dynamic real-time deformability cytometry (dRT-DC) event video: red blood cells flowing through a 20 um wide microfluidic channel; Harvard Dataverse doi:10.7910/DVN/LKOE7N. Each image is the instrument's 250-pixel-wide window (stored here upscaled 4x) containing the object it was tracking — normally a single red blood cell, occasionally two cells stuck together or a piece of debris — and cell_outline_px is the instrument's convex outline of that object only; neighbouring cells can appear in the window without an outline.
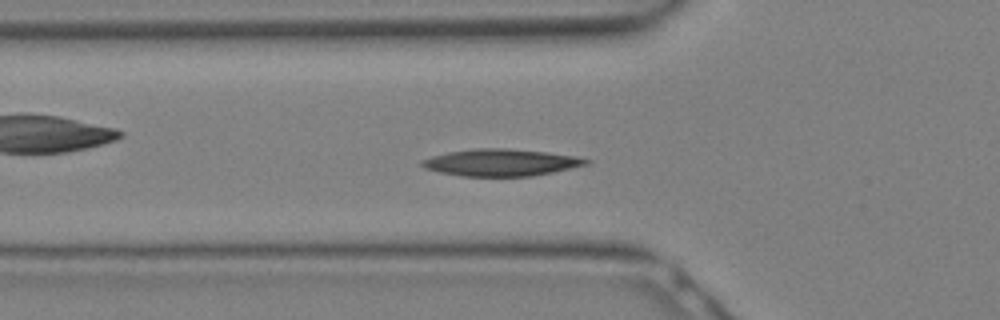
{"species": "Egyptian fruit bat (a non-hibernating species)", "species_latin": "Rousettus aegyptiacus", "temperature_condition": "warm", "stored_images_in_passage": 15, "camera_frame_rate_fps": 3000, "um_per_image_px": 0.085, "animal": {"sex": "female"}, "frame": {"image": 1, "passage_image": 9, "time_ms": 2.667, "image_size_px": [1000, 320], "cell_outline_px": [[592, 160], [588, 164], [552, 172], [532, 176], [460, 176], [440, 172], [424, 168], [420, 164], [420, 160], [432, 156], [448, 152], [472, 148], [508, 148], [548, 152], [576, 156]], "centroid_in_image_um": [42.57, 13.8], "position_along_channel_um": 83.2, "area_um2": 25.89}}
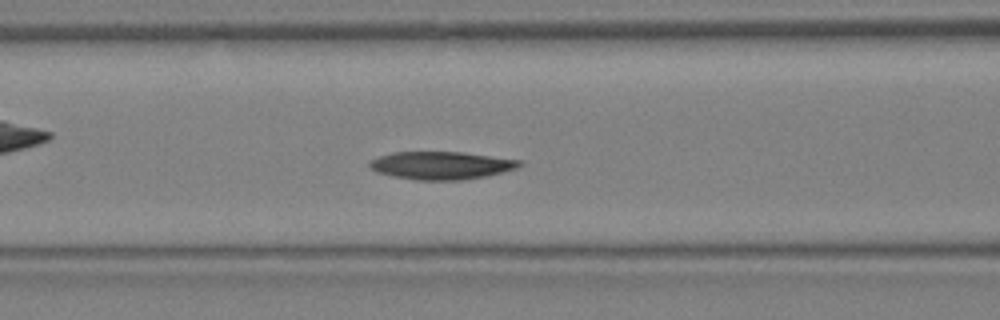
{"frame": {"image": 2, "passage_image": 11, "time_ms": 3.333, "image_size_px": [1000, 320], "cell_outline_px": [[524, 164], [516, 168], [488, 176], [464, 180], [416, 180], [392, 176], [376, 172], [368, 168], [368, 164], [372, 160], [380, 156], [392, 152], [464, 152], [524, 160]], "centroid_in_image_um": [37.54, 14.06], "position_along_channel_um": 129.1, "area_um2": 24.62}}
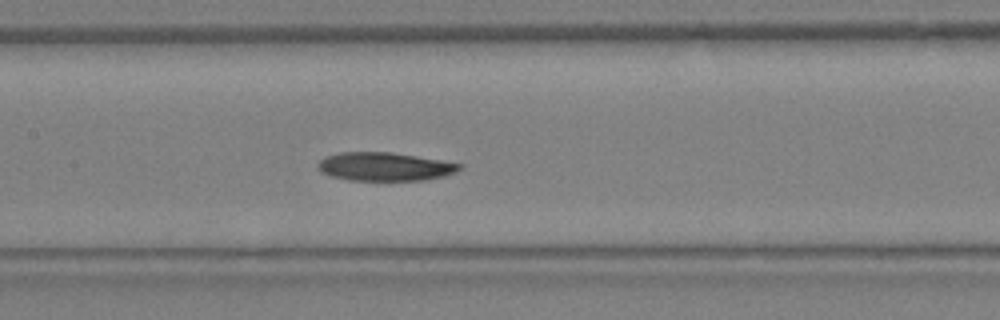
{"frame": {"image": 3, "passage_image": 13, "time_ms": 4.0, "image_size_px": [1000, 320], "cell_outline_px": [[464, 164], [460, 168], [444, 176], [424, 180], [348, 180], [332, 176], [320, 172], [316, 164], [324, 156], [340, 152], [388, 152], [416, 156]], "centroid_in_image_um": [32.64, 14.16], "position_along_channel_um": 174.8, "area_um2": 23.35}}